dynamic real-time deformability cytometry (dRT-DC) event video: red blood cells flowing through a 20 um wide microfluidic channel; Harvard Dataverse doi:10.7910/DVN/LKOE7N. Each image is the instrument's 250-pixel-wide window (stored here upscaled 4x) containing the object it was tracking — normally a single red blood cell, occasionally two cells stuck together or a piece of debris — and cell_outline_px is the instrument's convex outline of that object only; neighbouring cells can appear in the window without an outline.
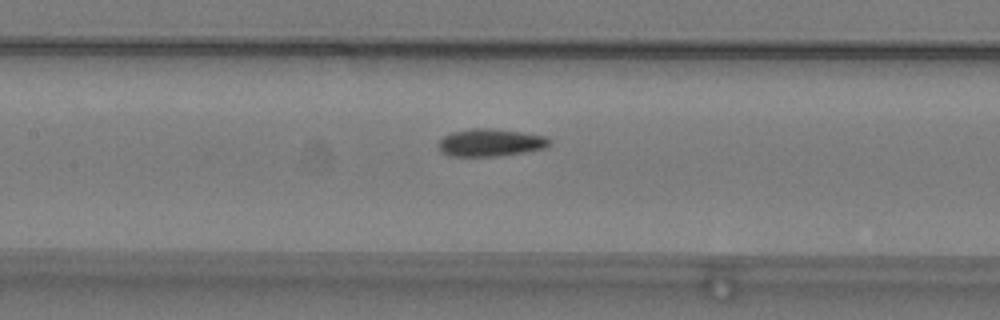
{"species": "common noctule bat (a hibernating species)", "species_latin": "Nyctalus noctula", "temperature_condition": "warm", "stored_images_in_passage": 46, "camera_frame_rate_fps": 3000, "um_per_image_px": 0.085, "animal": {"sex": "male", "body_mass_g": 19.2, "forearm_length_mm": 51.8}, "frame": {"image": 1, "passage_image": 17, "time_ms": 5.333, "image_size_px": [1000, 320], "cell_outline_px": [[552, 144], [544, 148], [524, 152], [500, 156], [452, 156], [440, 152], [440, 140], [444, 136], [452, 132], [472, 128], [496, 128], [548, 136], [552, 140]], "centroid_in_image_um": [41.75, 12.11], "position_along_channel_um": 165.6, "area_um2": 17.98}}
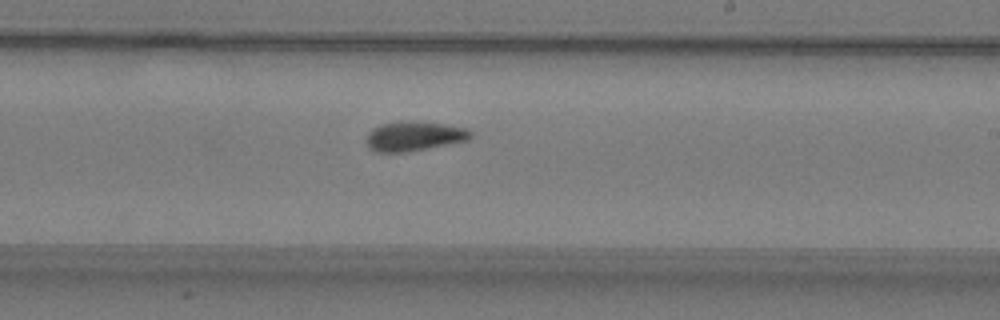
{"frame": {"image": 2, "passage_image": 24, "time_ms": 7.667, "image_size_px": [1000, 320], "cell_outline_px": [[472, 136], [468, 140], [404, 152], [376, 152], [368, 148], [368, 132], [372, 128], [380, 124], [400, 120], [420, 120], [468, 128], [472, 132]], "centroid_in_image_um": [35.19, 11.54], "position_along_channel_um": 253.8, "area_um2": 18.15}}
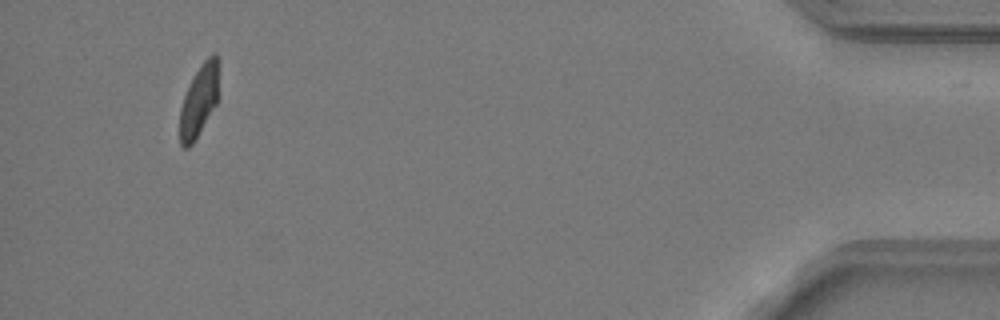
{"frame": {"image": 3, "passage_image": 43, "time_ms": 14.0, "image_size_px": [1000, 320], "cell_outline_px": [[220, 64], [216, 104], [192, 144], [188, 148], [184, 148], [180, 144], [180, 108], [184, 96], [200, 64], [212, 52], [216, 52], [220, 60]], "centroid_in_image_um": [16.95, 8.47], "position_along_channel_um": 418.3, "area_um2": 16.3}, "authors_computed_cell_mechanics": {"area_um2": 17.5712, "velocity_mm_per_s": 3.7892, "shape_relaxation_time_tau1_ms": 8.3194, "shape_relaxation_time_tau2_ms": 2.3112, "deformation_change_tau1": 0.1986, "deformation_change_tau2": 0.0694}}